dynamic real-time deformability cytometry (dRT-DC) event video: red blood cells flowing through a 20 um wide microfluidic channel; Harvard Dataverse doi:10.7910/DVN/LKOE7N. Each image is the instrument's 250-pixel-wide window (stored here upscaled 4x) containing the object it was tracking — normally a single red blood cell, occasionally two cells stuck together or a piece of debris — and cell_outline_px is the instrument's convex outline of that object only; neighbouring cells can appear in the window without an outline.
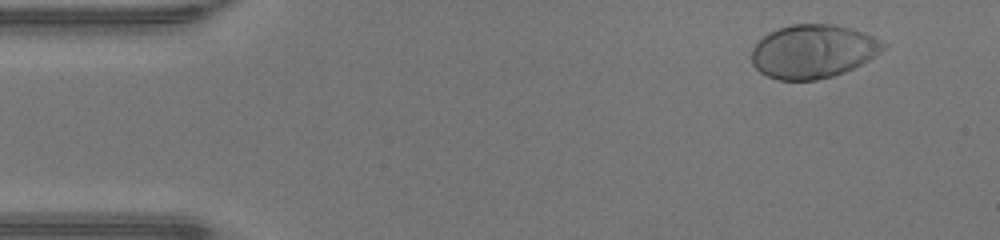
{"species": "human", "species_latin": "Homo sapiens", "temperature_condition": "warm", "stored_images_in_passage": 46, "camera_frame_rate_fps": 3000, "um_per_image_px": 0.085, "donor": {"sex": "male"}, "frame": {"image": 1, "passage_image": 4, "time_ms": 1.0, "image_size_px": [1000, 240], "cell_outline_px": [[888, 44], [880, 52], [868, 60], [844, 72], [832, 76], [816, 80], [776, 80], [760, 72], [752, 64], [752, 48], [768, 32], [792, 24], [832, 24], [852, 28], [872, 36]], "centroid_in_image_um": [69.1, 4.37], "position_along_channel_um": 15.9, "area_um2": 40.92}}
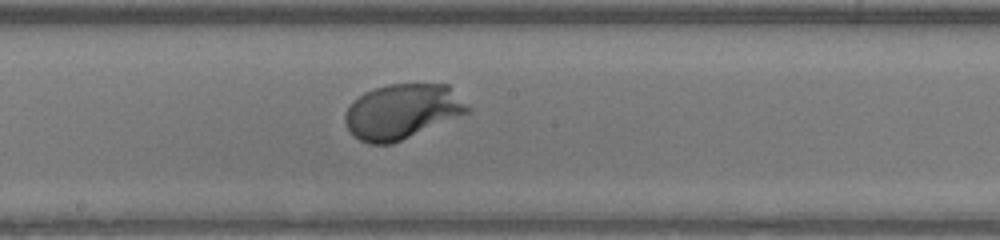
{"frame": {"image": 2, "passage_image": 25, "time_ms": 8.0, "image_size_px": [1000, 240], "cell_outline_px": [[472, 112], [392, 144], [368, 144], [360, 140], [348, 128], [344, 120], [344, 116], [352, 100], [364, 92], [388, 84], [448, 84], [472, 108]], "centroid_in_image_um": [34.23, 9.47], "position_along_channel_um": 214.0, "area_um2": 39.48}}
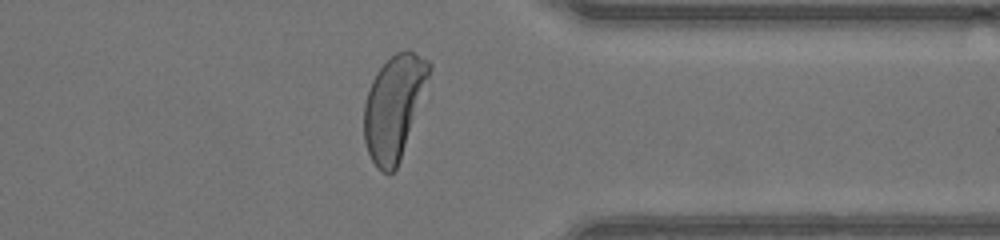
{"frame": {"image": 3, "passage_image": 37, "time_ms": 12.0, "image_size_px": [1000, 240], "cell_outline_px": [[432, 68], [400, 160], [396, 168], [392, 172], [384, 172], [372, 160], [368, 152], [364, 140], [364, 104], [372, 80], [376, 72], [396, 52], [408, 48], [428, 60], [432, 64]], "centroid_in_image_um": [33.48, 9.05], "position_along_channel_um": 377.9, "area_um2": 38.67}, "authors_computed_cell_mechanics": {"area_um2": 39.6508, "velocity_mm_per_s": 4.3088, "shape_relaxation_time_tau1_ms": 1.4814, "shape_relaxation_time_tau2_ms": null, "deformation_change_tau1": 0.1557, "deformation_change_tau2": null}}